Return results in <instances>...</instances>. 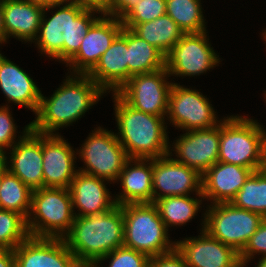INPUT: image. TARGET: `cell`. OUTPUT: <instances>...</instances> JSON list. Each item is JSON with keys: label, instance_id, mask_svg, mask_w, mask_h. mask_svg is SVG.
<instances>
[{"label": "cell", "instance_id": "cell-32", "mask_svg": "<svg viewBox=\"0 0 266 267\" xmlns=\"http://www.w3.org/2000/svg\"><path fill=\"white\" fill-rule=\"evenodd\" d=\"M29 236L26 219L21 214L0 209V249H15Z\"/></svg>", "mask_w": 266, "mask_h": 267}, {"label": "cell", "instance_id": "cell-18", "mask_svg": "<svg viewBox=\"0 0 266 267\" xmlns=\"http://www.w3.org/2000/svg\"><path fill=\"white\" fill-rule=\"evenodd\" d=\"M16 267H83L64 239L29 236L14 249Z\"/></svg>", "mask_w": 266, "mask_h": 267}, {"label": "cell", "instance_id": "cell-6", "mask_svg": "<svg viewBox=\"0 0 266 267\" xmlns=\"http://www.w3.org/2000/svg\"><path fill=\"white\" fill-rule=\"evenodd\" d=\"M120 206L124 217V247L142 252L150 258L175 249L176 242L169 239V231L153 203Z\"/></svg>", "mask_w": 266, "mask_h": 267}, {"label": "cell", "instance_id": "cell-33", "mask_svg": "<svg viewBox=\"0 0 266 267\" xmlns=\"http://www.w3.org/2000/svg\"><path fill=\"white\" fill-rule=\"evenodd\" d=\"M166 14V0H140L122 17V24L132 29L137 24L155 20Z\"/></svg>", "mask_w": 266, "mask_h": 267}, {"label": "cell", "instance_id": "cell-24", "mask_svg": "<svg viewBox=\"0 0 266 267\" xmlns=\"http://www.w3.org/2000/svg\"><path fill=\"white\" fill-rule=\"evenodd\" d=\"M153 159L129 158L117 182L122 191L114 196L117 205L153 203Z\"/></svg>", "mask_w": 266, "mask_h": 267}, {"label": "cell", "instance_id": "cell-31", "mask_svg": "<svg viewBox=\"0 0 266 267\" xmlns=\"http://www.w3.org/2000/svg\"><path fill=\"white\" fill-rule=\"evenodd\" d=\"M32 191L8 170L0 186V209L14 211L27 219L31 209Z\"/></svg>", "mask_w": 266, "mask_h": 267}, {"label": "cell", "instance_id": "cell-3", "mask_svg": "<svg viewBox=\"0 0 266 267\" xmlns=\"http://www.w3.org/2000/svg\"><path fill=\"white\" fill-rule=\"evenodd\" d=\"M83 267H92L100 258L123 246L122 207L90 216H75L71 230L63 238Z\"/></svg>", "mask_w": 266, "mask_h": 267}, {"label": "cell", "instance_id": "cell-27", "mask_svg": "<svg viewBox=\"0 0 266 267\" xmlns=\"http://www.w3.org/2000/svg\"><path fill=\"white\" fill-rule=\"evenodd\" d=\"M128 80L131 76L165 68V55L128 29Z\"/></svg>", "mask_w": 266, "mask_h": 267}, {"label": "cell", "instance_id": "cell-5", "mask_svg": "<svg viewBox=\"0 0 266 267\" xmlns=\"http://www.w3.org/2000/svg\"><path fill=\"white\" fill-rule=\"evenodd\" d=\"M257 120L240 115L223 118L220 123L218 162L247 167L254 171L266 168V128Z\"/></svg>", "mask_w": 266, "mask_h": 267}, {"label": "cell", "instance_id": "cell-14", "mask_svg": "<svg viewBox=\"0 0 266 267\" xmlns=\"http://www.w3.org/2000/svg\"><path fill=\"white\" fill-rule=\"evenodd\" d=\"M219 144L220 124L209 129L186 131L177 137L172 145L169 144L168 154L173 152L176 158H172L176 162L203 174L218 162Z\"/></svg>", "mask_w": 266, "mask_h": 267}, {"label": "cell", "instance_id": "cell-13", "mask_svg": "<svg viewBox=\"0 0 266 267\" xmlns=\"http://www.w3.org/2000/svg\"><path fill=\"white\" fill-rule=\"evenodd\" d=\"M172 156L153 159V202L168 196L202 195V174Z\"/></svg>", "mask_w": 266, "mask_h": 267}, {"label": "cell", "instance_id": "cell-35", "mask_svg": "<svg viewBox=\"0 0 266 267\" xmlns=\"http://www.w3.org/2000/svg\"><path fill=\"white\" fill-rule=\"evenodd\" d=\"M9 107L11 106H8V104H3V106H0V155L7 153L5 149L9 150L31 129V123H29L25 125V128L21 132L22 135L20 134L17 136L16 133H18V126H16V123H14L15 119H13L14 117L12 116L13 114H11Z\"/></svg>", "mask_w": 266, "mask_h": 267}, {"label": "cell", "instance_id": "cell-39", "mask_svg": "<svg viewBox=\"0 0 266 267\" xmlns=\"http://www.w3.org/2000/svg\"><path fill=\"white\" fill-rule=\"evenodd\" d=\"M81 8L93 10L101 15H108V0H62Z\"/></svg>", "mask_w": 266, "mask_h": 267}, {"label": "cell", "instance_id": "cell-7", "mask_svg": "<svg viewBox=\"0 0 266 267\" xmlns=\"http://www.w3.org/2000/svg\"><path fill=\"white\" fill-rule=\"evenodd\" d=\"M74 218L69 188L43 187L32 191L26 219L31 237L63 239L71 230Z\"/></svg>", "mask_w": 266, "mask_h": 267}, {"label": "cell", "instance_id": "cell-45", "mask_svg": "<svg viewBox=\"0 0 266 267\" xmlns=\"http://www.w3.org/2000/svg\"><path fill=\"white\" fill-rule=\"evenodd\" d=\"M258 259V263L257 265L255 264V267H266V257Z\"/></svg>", "mask_w": 266, "mask_h": 267}, {"label": "cell", "instance_id": "cell-26", "mask_svg": "<svg viewBox=\"0 0 266 267\" xmlns=\"http://www.w3.org/2000/svg\"><path fill=\"white\" fill-rule=\"evenodd\" d=\"M131 31L159 49L165 56L185 34L167 14L155 20L137 24Z\"/></svg>", "mask_w": 266, "mask_h": 267}, {"label": "cell", "instance_id": "cell-46", "mask_svg": "<svg viewBox=\"0 0 266 267\" xmlns=\"http://www.w3.org/2000/svg\"><path fill=\"white\" fill-rule=\"evenodd\" d=\"M264 96H265L264 100L266 101V91H264ZM265 103H266V102H265Z\"/></svg>", "mask_w": 266, "mask_h": 267}, {"label": "cell", "instance_id": "cell-10", "mask_svg": "<svg viewBox=\"0 0 266 267\" xmlns=\"http://www.w3.org/2000/svg\"><path fill=\"white\" fill-rule=\"evenodd\" d=\"M218 119V120H217ZM166 120L176 129L191 131L209 129L219 125L214 107L199 90L173 82L169 97Z\"/></svg>", "mask_w": 266, "mask_h": 267}, {"label": "cell", "instance_id": "cell-30", "mask_svg": "<svg viewBox=\"0 0 266 267\" xmlns=\"http://www.w3.org/2000/svg\"><path fill=\"white\" fill-rule=\"evenodd\" d=\"M201 0H166V14L184 33L206 31V23Z\"/></svg>", "mask_w": 266, "mask_h": 267}, {"label": "cell", "instance_id": "cell-36", "mask_svg": "<svg viewBox=\"0 0 266 267\" xmlns=\"http://www.w3.org/2000/svg\"><path fill=\"white\" fill-rule=\"evenodd\" d=\"M254 255L266 257V218L258 226L255 233L250 237L244 249L239 253V258L246 264L256 259Z\"/></svg>", "mask_w": 266, "mask_h": 267}, {"label": "cell", "instance_id": "cell-44", "mask_svg": "<svg viewBox=\"0 0 266 267\" xmlns=\"http://www.w3.org/2000/svg\"><path fill=\"white\" fill-rule=\"evenodd\" d=\"M248 265L242 260L238 259L232 266L230 267H247Z\"/></svg>", "mask_w": 266, "mask_h": 267}, {"label": "cell", "instance_id": "cell-34", "mask_svg": "<svg viewBox=\"0 0 266 267\" xmlns=\"http://www.w3.org/2000/svg\"><path fill=\"white\" fill-rule=\"evenodd\" d=\"M107 259L109 260L108 267H149L151 260L142 252L121 246L100 258L92 267H100Z\"/></svg>", "mask_w": 266, "mask_h": 267}, {"label": "cell", "instance_id": "cell-4", "mask_svg": "<svg viewBox=\"0 0 266 267\" xmlns=\"http://www.w3.org/2000/svg\"><path fill=\"white\" fill-rule=\"evenodd\" d=\"M115 133L129 158L155 159L169 153L166 117L154 116L128 105L113 93Z\"/></svg>", "mask_w": 266, "mask_h": 267}, {"label": "cell", "instance_id": "cell-43", "mask_svg": "<svg viewBox=\"0 0 266 267\" xmlns=\"http://www.w3.org/2000/svg\"><path fill=\"white\" fill-rule=\"evenodd\" d=\"M7 171L6 162L3 155H0V186L2 183L3 174Z\"/></svg>", "mask_w": 266, "mask_h": 267}, {"label": "cell", "instance_id": "cell-38", "mask_svg": "<svg viewBox=\"0 0 266 267\" xmlns=\"http://www.w3.org/2000/svg\"><path fill=\"white\" fill-rule=\"evenodd\" d=\"M140 0H108V15L121 18Z\"/></svg>", "mask_w": 266, "mask_h": 267}, {"label": "cell", "instance_id": "cell-29", "mask_svg": "<svg viewBox=\"0 0 266 267\" xmlns=\"http://www.w3.org/2000/svg\"><path fill=\"white\" fill-rule=\"evenodd\" d=\"M231 203L266 218V168L254 171Z\"/></svg>", "mask_w": 266, "mask_h": 267}, {"label": "cell", "instance_id": "cell-42", "mask_svg": "<svg viewBox=\"0 0 266 267\" xmlns=\"http://www.w3.org/2000/svg\"><path fill=\"white\" fill-rule=\"evenodd\" d=\"M4 24H3V13H2V0H0V46L4 45Z\"/></svg>", "mask_w": 266, "mask_h": 267}, {"label": "cell", "instance_id": "cell-22", "mask_svg": "<svg viewBox=\"0 0 266 267\" xmlns=\"http://www.w3.org/2000/svg\"><path fill=\"white\" fill-rule=\"evenodd\" d=\"M254 170L217 162L202 174V195L210 205L230 203Z\"/></svg>", "mask_w": 266, "mask_h": 267}, {"label": "cell", "instance_id": "cell-25", "mask_svg": "<svg viewBox=\"0 0 266 267\" xmlns=\"http://www.w3.org/2000/svg\"><path fill=\"white\" fill-rule=\"evenodd\" d=\"M44 7L24 0H2L4 41L13 37L24 43L36 39Z\"/></svg>", "mask_w": 266, "mask_h": 267}, {"label": "cell", "instance_id": "cell-28", "mask_svg": "<svg viewBox=\"0 0 266 267\" xmlns=\"http://www.w3.org/2000/svg\"><path fill=\"white\" fill-rule=\"evenodd\" d=\"M197 197L168 196L153 202L168 231L169 227L187 225L198 214L205 199L203 195Z\"/></svg>", "mask_w": 266, "mask_h": 267}, {"label": "cell", "instance_id": "cell-20", "mask_svg": "<svg viewBox=\"0 0 266 267\" xmlns=\"http://www.w3.org/2000/svg\"><path fill=\"white\" fill-rule=\"evenodd\" d=\"M108 183L110 181L78 170L69 186L74 215H98L114 208L117 204L106 186Z\"/></svg>", "mask_w": 266, "mask_h": 267}, {"label": "cell", "instance_id": "cell-1", "mask_svg": "<svg viewBox=\"0 0 266 267\" xmlns=\"http://www.w3.org/2000/svg\"><path fill=\"white\" fill-rule=\"evenodd\" d=\"M51 97L41 93L39 109L31 129L40 134H59L78 121L106 92L87 74L69 73Z\"/></svg>", "mask_w": 266, "mask_h": 267}, {"label": "cell", "instance_id": "cell-15", "mask_svg": "<svg viewBox=\"0 0 266 267\" xmlns=\"http://www.w3.org/2000/svg\"><path fill=\"white\" fill-rule=\"evenodd\" d=\"M123 28L121 18L102 15L83 37L78 52L66 63L68 73L88 74ZM72 70V71H71Z\"/></svg>", "mask_w": 266, "mask_h": 267}, {"label": "cell", "instance_id": "cell-2", "mask_svg": "<svg viewBox=\"0 0 266 267\" xmlns=\"http://www.w3.org/2000/svg\"><path fill=\"white\" fill-rule=\"evenodd\" d=\"M50 10L52 16L46 18L45 14ZM99 14L64 1L44 7L39 31L33 43L41 54L66 64L78 52L89 28L102 16Z\"/></svg>", "mask_w": 266, "mask_h": 267}, {"label": "cell", "instance_id": "cell-41", "mask_svg": "<svg viewBox=\"0 0 266 267\" xmlns=\"http://www.w3.org/2000/svg\"><path fill=\"white\" fill-rule=\"evenodd\" d=\"M24 1H27V2L33 3V4H38V5L43 6V7H48L54 3L60 2L62 0H24Z\"/></svg>", "mask_w": 266, "mask_h": 267}, {"label": "cell", "instance_id": "cell-12", "mask_svg": "<svg viewBox=\"0 0 266 267\" xmlns=\"http://www.w3.org/2000/svg\"><path fill=\"white\" fill-rule=\"evenodd\" d=\"M166 68L130 79L116 92L128 105L154 116L166 117L173 82Z\"/></svg>", "mask_w": 266, "mask_h": 267}, {"label": "cell", "instance_id": "cell-37", "mask_svg": "<svg viewBox=\"0 0 266 267\" xmlns=\"http://www.w3.org/2000/svg\"><path fill=\"white\" fill-rule=\"evenodd\" d=\"M149 267H188L184 257L175 248L173 251L152 257Z\"/></svg>", "mask_w": 266, "mask_h": 267}, {"label": "cell", "instance_id": "cell-11", "mask_svg": "<svg viewBox=\"0 0 266 267\" xmlns=\"http://www.w3.org/2000/svg\"><path fill=\"white\" fill-rule=\"evenodd\" d=\"M207 30L185 33L165 56V68L171 76L195 77L219 66L220 57L211 47Z\"/></svg>", "mask_w": 266, "mask_h": 267}, {"label": "cell", "instance_id": "cell-40", "mask_svg": "<svg viewBox=\"0 0 266 267\" xmlns=\"http://www.w3.org/2000/svg\"><path fill=\"white\" fill-rule=\"evenodd\" d=\"M0 267H16L14 249H0Z\"/></svg>", "mask_w": 266, "mask_h": 267}, {"label": "cell", "instance_id": "cell-8", "mask_svg": "<svg viewBox=\"0 0 266 267\" xmlns=\"http://www.w3.org/2000/svg\"><path fill=\"white\" fill-rule=\"evenodd\" d=\"M202 214L201 230L240 253L261 221L260 214L240 209L230 203L207 205Z\"/></svg>", "mask_w": 266, "mask_h": 267}, {"label": "cell", "instance_id": "cell-9", "mask_svg": "<svg viewBox=\"0 0 266 267\" xmlns=\"http://www.w3.org/2000/svg\"><path fill=\"white\" fill-rule=\"evenodd\" d=\"M77 150V155L84 165L78 170L117 183L125 163L129 159L117 136L111 130L98 126L89 133L87 139Z\"/></svg>", "mask_w": 266, "mask_h": 267}, {"label": "cell", "instance_id": "cell-21", "mask_svg": "<svg viewBox=\"0 0 266 267\" xmlns=\"http://www.w3.org/2000/svg\"><path fill=\"white\" fill-rule=\"evenodd\" d=\"M128 29L121 33L87 74L106 93H116L128 81Z\"/></svg>", "mask_w": 266, "mask_h": 267}, {"label": "cell", "instance_id": "cell-23", "mask_svg": "<svg viewBox=\"0 0 266 267\" xmlns=\"http://www.w3.org/2000/svg\"><path fill=\"white\" fill-rule=\"evenodd\" d=\"M0 89L8 102L32 110L39 109L42 91L26 71L7 59L0 51Z\"/></svg>", "mask_w": 266, "mask_h": 267}, {"label": "cell", "instance_id": "cell-17", "mask_svg": "<svg viewBox=\"0 0 266 267\" xmlns=\"http://www.w3.org/2000/svg\"><path fill=\"white\" fill-rule=\"evenodd\" d=\"M71 146L60 134H42L45 188H69L71 185L78 171L75 166L77 151Z\"/></svg>", "mask_w": 266, "mask_h": 267}, {"label": "cell", "instance_id": "cell-16", "mask_svg": "<svg viewBox=\"0 0 266 267\" xmlns=\"http://www.w3.org/2000/svg\"><path fill=\"white\" fill-rule=\"evenodd\" d=\"M8 151L3 154L7 170L31 191L43 188L42 134L30 129Z\"/></svg>", "mask_w": 266, "mask_h": 267}, {"label": "cell", "instance_id": "cell-19", "mask_svg": "<svg viewBox=\"0 0 266 267\" xmlns=\"http://www.w3.org/2000/svg\"><path fill=\"white\" fill-rule=\"evenodd\" d=\"M175 248L188 267H230L239 259L234 248L213 238L205 230H200L196 237L176 241Z\"/></svg>", "mask_w": 266, "mask_h": 267}]
</instances>
